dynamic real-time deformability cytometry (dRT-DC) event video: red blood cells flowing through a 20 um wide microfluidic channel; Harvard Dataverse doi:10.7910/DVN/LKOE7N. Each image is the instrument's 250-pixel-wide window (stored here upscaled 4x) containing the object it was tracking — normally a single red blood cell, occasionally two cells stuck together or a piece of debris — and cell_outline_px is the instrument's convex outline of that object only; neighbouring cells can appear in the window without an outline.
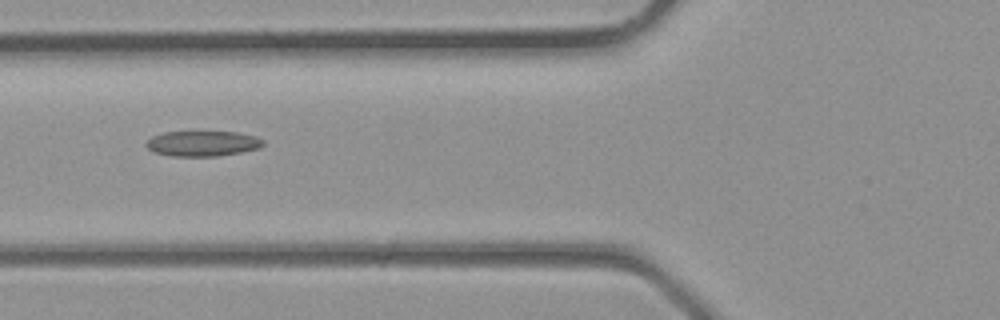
{"species": "common noctule bat (a hibernating species)", "species_latin": "Nyctalus noctula", "temperature_condition": "room temperature", "stored_images_in_passage": 4, "camera_frame_rate_fps": 3000, "um_per_image_px": 0.085, "animal": {"sex": "male", "body_mass_g": 23.1, "forearm_length_mm": 52.7}, "frame": {"image": 1, "passage_image": 4, "time_ms": 1.0, "image_size_px": [1000, 320], "cell_outline_px": [[264, 144], [260, 148], [240, 152], [216, 156], [172, 156], [152, 152], [144, 144], [152, 136], [164, 132], [236, 132], [256, 136], [264, 140]], "centroid_in_image_um": [17.21, 12.2], "position_along_channel_um": 108.6, "area_um2": 17.28}}